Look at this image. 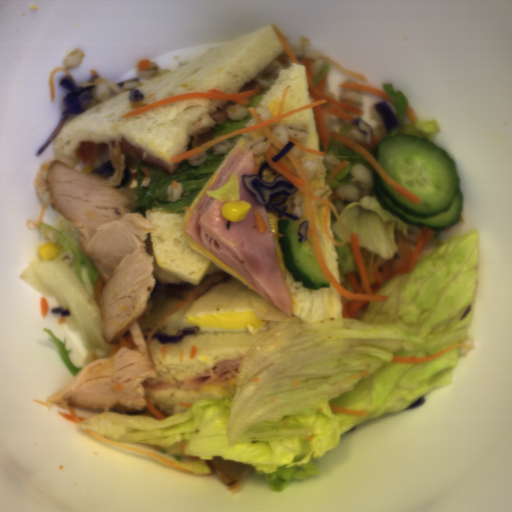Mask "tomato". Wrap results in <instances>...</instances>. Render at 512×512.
<instances>
[{
  "mask_svg": "<svg viewBox=\"0 0 512 512\" xmlns=\"http://www.w3.org/2000/svg\"><path fill=\"white\" fill-rule=\"evenodd\" d=\"M110 146L114 145L85 138L74 149L76 160L77 162L98 168L110 161L108 155Z\"/></svg>",
  "mask_w": 512,
  "mask_h": 512,
  "instance_id": "obj_2",
  "label": "tomato"
},
{
  "mask_svg": "<svg viewBox=\"0 0 512 512\" xmlns=\"http://www.w3.org/2000/svg\"><path fill=\"white\" fill-rule=\"evenodd\" d=\"M118 147L121 148L125 161L122 174L127 176H138L140 161H146L148 165L166 175L171 168L165 157L149 153L127 140H119Z\"/></svg>",
  "mask_w": 512,
  "mask_h": 512,
  "instance_id": "obj_1",
  "label": "tomato"
}]
</instances>
